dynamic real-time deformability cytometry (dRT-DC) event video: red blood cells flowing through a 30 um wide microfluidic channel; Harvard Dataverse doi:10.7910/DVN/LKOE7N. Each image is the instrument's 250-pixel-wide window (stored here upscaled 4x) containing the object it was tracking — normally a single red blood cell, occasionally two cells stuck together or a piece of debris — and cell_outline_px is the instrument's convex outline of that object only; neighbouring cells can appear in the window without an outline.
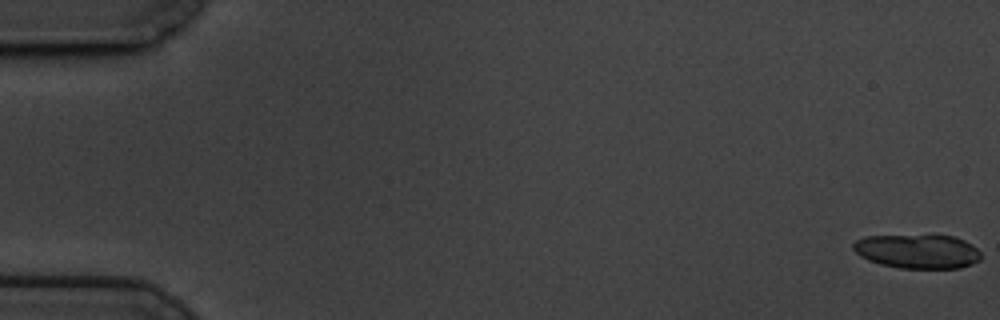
{"species": "common noctule bat (a hibernating species)", "species_latin": "Nyctalus noctula", "temperature_condition": "cold", "stored_images_in_passage": 60, "segment_of_instrument_passage": [1, 2], "camera_frame_rate_fps": 3000, "um_per_image_px": 0.085, "animal": {"sex": "male", "body_mass_g": 19.5, "forearm_length_mm": 54.6}, "frame": {"image": 1, "passage_image": 1, "time_ms": 0.0, "image_size_px": [1000, 320], "cell_outline_px": [[980, 260], [972, 264], [960, 268], [900, 268], [880, 264], [868, 260], [860, 256], [852, 248], [852, 244], [856, 240], [864, 236], [932, 232], [956, 236], [972, 244], [980, 252]], "centroid_in_image_um": [77.99, 21.3], "position_along_channel_um": 7.0, "area_um2": 26.65}}
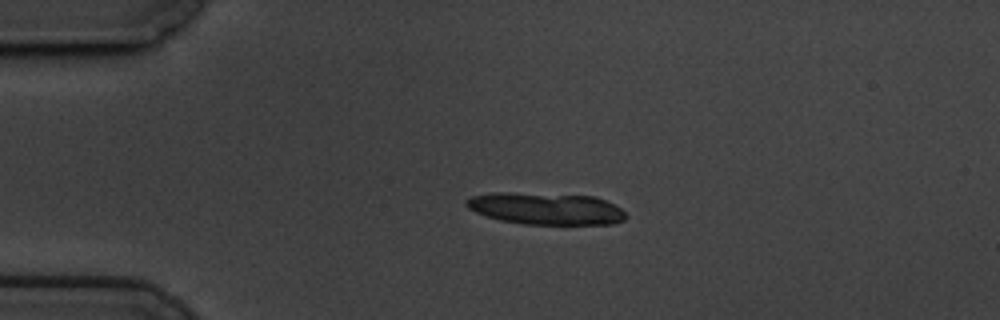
{"frame": {"image": 2, "passage_image": 14, "time_ms": 4.333, "image_size_px": [1000, 320], "cell_outline_px": [[628, 216], [624, 220], [612, 224], [524, 224], [500, 220], [476, 212], [468, 208], [464, 204], [464, 200], [472, 196], [492, 192], [512, 192], [596, 196], [620, 208]], "centroid_in_image_um": [46.38, 17.72], "position_along_channel_um": 38.6, "area_um2": 29.77}}